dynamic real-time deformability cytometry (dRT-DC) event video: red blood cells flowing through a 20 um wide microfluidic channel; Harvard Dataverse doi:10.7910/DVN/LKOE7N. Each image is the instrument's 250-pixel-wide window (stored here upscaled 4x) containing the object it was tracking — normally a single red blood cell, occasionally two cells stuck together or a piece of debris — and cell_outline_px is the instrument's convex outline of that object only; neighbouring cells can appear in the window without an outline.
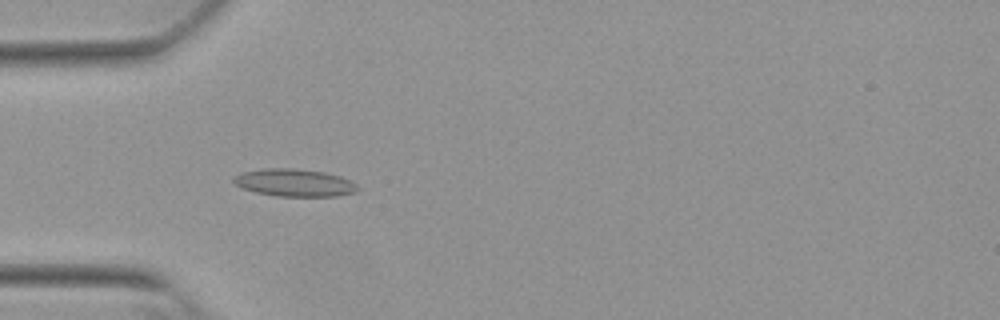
{"species": "Egyptian fruit bat (a non-hibernating species)", "species_latin": "Rousettus aegyptiacus", "temperature_condition": "warm", "stored_images_in_passage": 54, "camera_frame_rate_fps": 3000, "um_per_image_px": 0.085, "animal": {"sex": "female"}, "frame": {"image": 1, "passage_image": 17, "time_ms": 5.333, "image_size_px": [1000, 320], "cell_outline_px": [[360, 188], [356, 192], [336, 196], [276, 196], [256, 192], [244, 188], [236, 184], [232, 180], [232, 176], [240, 172], [260, 168], [292, 168], [324, 172], [340, 176], [356, 184]], "centroid_in_image_um": [25.0, 15.52], "position_along_channel_um": 60.0, "area_um2": 19.94}}
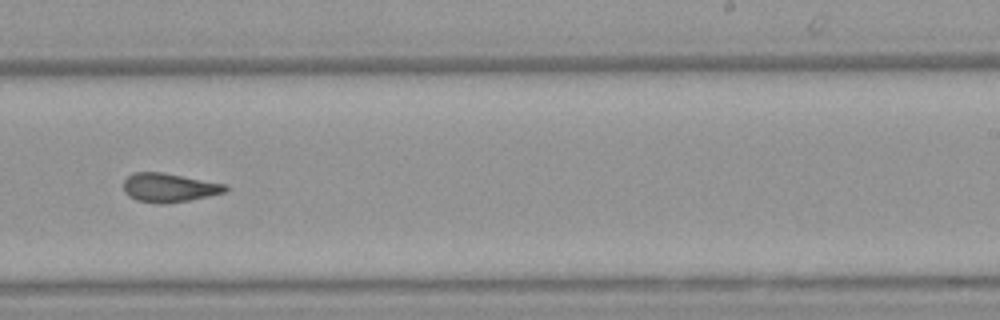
{"frame": {"image": 2, "passage_image": 34, "time_ms": 11.0, "image_size_px": [1000, 320], "cell_outline_px": [[228, 188], [224, 192], [208, 196], [188, 200], [164, 204], [156, 204], [136, 200], [128, 196], [124, 192], [124, 180], [132, 172], [160, 172], [228, 184]], "centroid_in_image_um": [14.35, 15.95], "position_along_channel_um": 274.7, "area_um2": 17.17}}
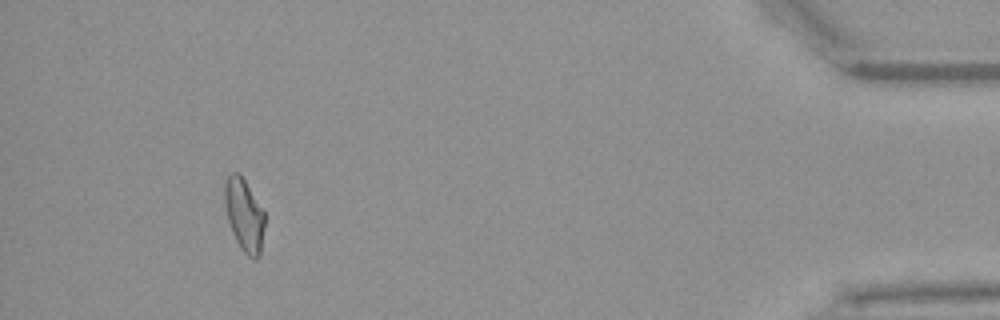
{"frame": {"image": 3, "passage_image": 50, "time_ms": 16.333, "image_size_px": [1000, 320], "cell_outline_px": [[264, 228], [260, 256], [256, 260], [252, 260], [240, 248], [232, 232], [228, 220], [224, 204], [224, 184], [228, 176], [232, 172], [240, 172], [264, 212]], "centroid_in_image_um": [20.75, 18.29], "position_along_channel_um": 414.5, "area_um2": 17.05}, "authors_computed_cell_mechanics": {"area_um2": 17.4845, "velocity_mm_per_s": 3.845, "shape_relaxation_time_tau1_ms": null, "shape_relaxation_time_tau2_ms": 2.0795, "deformation_change_tau1": null, "deformation_change_tau2": 0.1027}}